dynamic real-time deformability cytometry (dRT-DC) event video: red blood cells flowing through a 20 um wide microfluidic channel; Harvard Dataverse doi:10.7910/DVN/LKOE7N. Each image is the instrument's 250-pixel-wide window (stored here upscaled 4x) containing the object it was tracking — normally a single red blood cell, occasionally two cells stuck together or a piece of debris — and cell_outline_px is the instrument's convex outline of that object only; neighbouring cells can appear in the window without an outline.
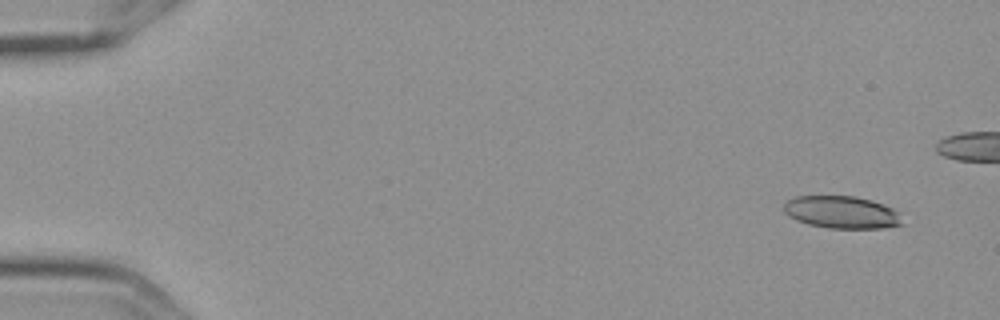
{"species": "Egyptian fruit bat (a non-hibernating species)", "species_latin": "Rousettus aegyptiacus", "temperature_condition": "cold", "stored_images_in_passage": 6, "camera_frame_rate_fps": 3000, "um_per_image_px": 0.085, "frame": {"image": 1, "passage_image": 1, "time_ms": 0.0, "image_size_px": [1000, 320], "cell_outline_px": [[904, 224], [880, 228], [828, 228], [808, 224], [796, 220], [788, 216], [784, 212], [784, 204], [788, 200], [796, 196], [852, 196], [872, 200], [892, 208], [900, 212]], "centroid_in_image_um": [71.56, 18.04], "position_along_channel_um": 13.4, "area_um2": 22.43}}
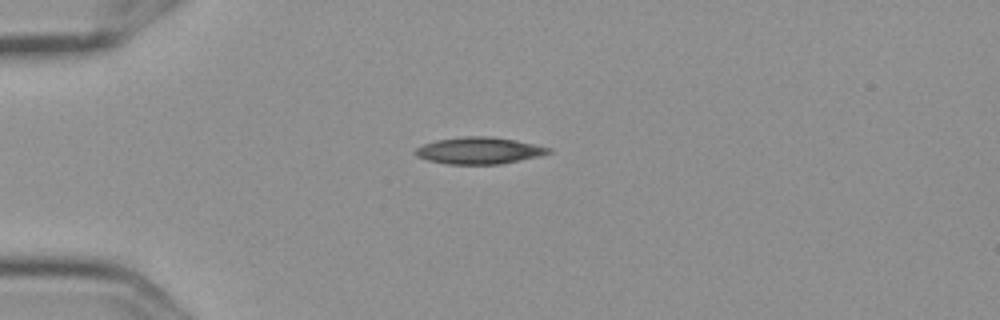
{"frame": {"image": 2, "passage_image": 6, "time_ms": 1.667, "image_size_px": [1000, 320], "cell_outline_px": [[552, 152], [536, 156], [500, 164], [448, 164], [428, 160], [416, 156], [412, 152], [416, 148], [424, 144], [436, 140], [464, 136], [492, 136], [516, 140], [536, 144], [552, 148]], "centroid_in_image_um": [40.7, 12.79], "position_along_channel_um": 44.3, "area_um2": 20.75}}